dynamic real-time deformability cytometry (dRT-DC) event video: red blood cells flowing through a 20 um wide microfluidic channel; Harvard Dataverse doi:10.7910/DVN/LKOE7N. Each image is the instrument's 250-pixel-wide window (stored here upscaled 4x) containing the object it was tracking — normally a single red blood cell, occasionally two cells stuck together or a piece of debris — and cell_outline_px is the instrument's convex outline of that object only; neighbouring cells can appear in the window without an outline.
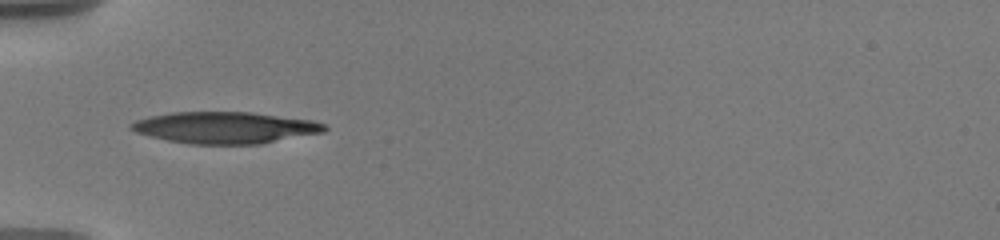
{"species": "human", "species_latin": "Homo sapiens", "temperature_condition": "warm", "stored_images_in_passage": 50, "camera_frame_rate_fps": 3000, "um_per_image_px": 0.085, "donor": {"sex": "male"}, "frame": {"image": 1, "passage_image": 1, "time_ms": 0.0, "image_size_px": [1000, 240], "cell_outline_px": [[328, 128], [324, 132], [260, 144], [192, 144], [168, 140], [136, 132], [128, 128], [128, 124], [136, 120], [148, 116], [172, 112], [252, 112], [312, 120], [324, 124]], "centroid_in_image_um": [19.12, 10.84], "position_along_channel_um": 65.9, "area_um2": 35.6}}
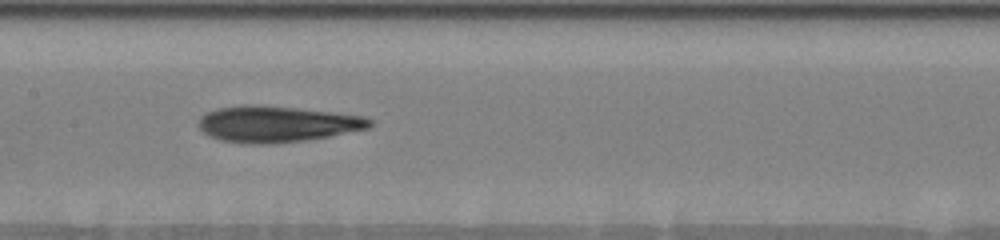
{"frame": {"image": 2, "passage_image": 11, "time_ms": 3.333, "image_size_px": [1000, 240], "cell_outline_px": [[372, 124], [368, 128], [328, 136], [304, 140], [272, 144], [252, 144], [220, 140], [204, 132], [196, 124], [200, 116], [216, 108], [256, 104], [296, 108], [332, 112], [364, 116], [372, 120]], "centroid_in_image_um": [23.5, 10.54], "position_along_channel_um": 183.9, "area_um2": 35.84}}
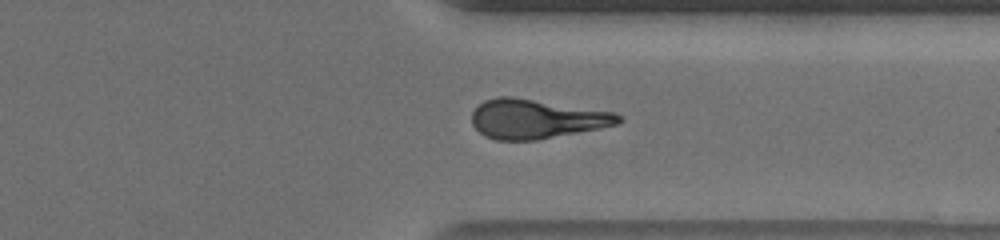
{"frame": {"image": 3, "passage_image": 30, "time_ms": 8.333, "image_size_px": [1000, 240], "cell_outline_px": [[624, 120], [620, 124], [600, 128], [536, 140], [496, 140], [484, 136], [472, 124], [472, 112], [484, 100], [496, 96], [512, 96], [612, 112], [620, 116]], "centroid_in_image_um": [45.56, 10.11], "position_along_channel_um": 365.8, "area_um2": 33.47}, "authors_computed_cell_mechanics": {"area_um2": 33.4951, "velocity_mm_per_s": 3.6422, "shape_relaxation_time_tau1_ms": 8.3168, "shape_relaxation_time_tau2_ms": 4.445, "deformation_change_tau1": 0.206, "deformation_change_tau2": 0.1564}}